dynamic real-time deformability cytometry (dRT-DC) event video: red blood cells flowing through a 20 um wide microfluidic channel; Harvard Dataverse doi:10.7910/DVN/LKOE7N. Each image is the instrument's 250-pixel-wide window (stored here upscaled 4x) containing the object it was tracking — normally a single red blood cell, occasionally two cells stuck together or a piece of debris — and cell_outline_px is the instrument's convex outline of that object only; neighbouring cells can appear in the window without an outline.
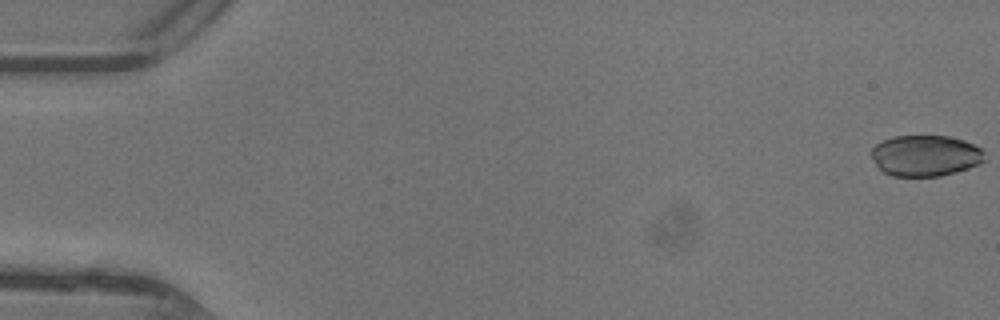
{"species": "common noctule bat (a hibernating species)", "species_latin": "Nyctalus noctula", "temperature_condition": "warm", "stored_images_in_passage": 47, "camera_frame_rate_fps": 3000, "um_per_image_px": 0.085, "animal": {"sex": "female"}, "frame": {"image": 1, "passage_image": 1, "time_ms": 0.0, "image_size_px": [1000, 320], "cell_outline_px": [[984, 160], [968, 168], [956, 172], [940, 176], [892, 176], [884, 172], [876, 164], [872, 156], [872, 148], [876, 144], [892, 136], [948, 136], [964, 140], [980, 148], [984, 152]], "centroid_in_image_um": [78.65, 13.23], "position_along_channel_um": 6.3, "area_um2": 26.88}}
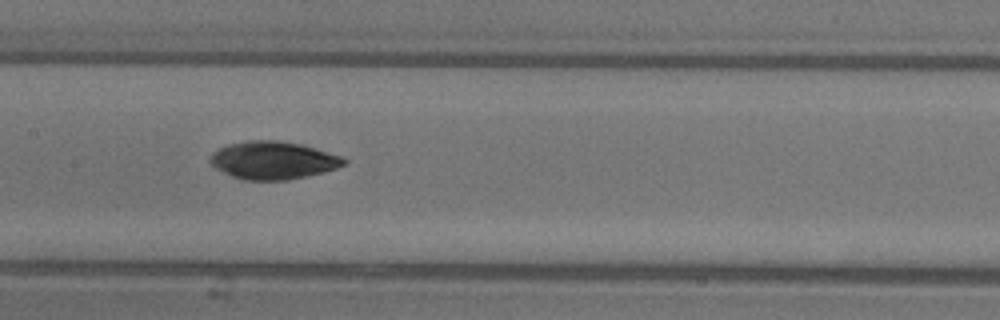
{"frame": {"image": 2, "passage_image": 24, "time_ms": 7.667, "image_size_px": [1000, 320], "cell_outline_px": [[348, 160], [344, 164], [336, 168], [324, 172], [288, 180], [244, 180], [232, 176], [216, 168], [208, 160], [212, 152], [228, 144], [248, 140], [280, 140], [300, 144], [316, 148], [344, 156]], "centroid_in_image_um": [23.23, 13.62], "position_along_channel_um": 184.2, "area_um2": 29.59}}
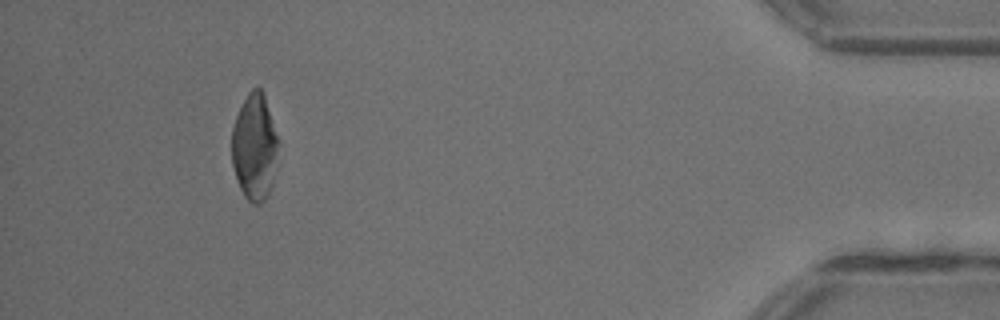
{"frame": {"image": 3, "passage_image": 44, "time_ms": 14.333, "image_size_px": [1000, 320], "cell_outline_px": [[280, 140], [272, 184], [268, 196], [260, 204], [252, 204], [244, 196], [240, 188], [232, 164], [232, 128], [236, 116], [248, 92], [256, 84], [260, 88], [264, 96]], "centroid_in_image_um": [21.65, 12.5], "position_along_channel_um": 413.5, "area_um2": 29.07}, "authors_computed_cell_mechanics": {"area_um2": 29.0734, "velocity_mm_per_s": 4.4343, "shape_relaxation_time_tau1_ms": 5.4948, "shape_relaxation_time_tau2_ms": 4.22, "deformation_change_tau1": 0.1629, "deformation_change_tau2": 0.0675}}